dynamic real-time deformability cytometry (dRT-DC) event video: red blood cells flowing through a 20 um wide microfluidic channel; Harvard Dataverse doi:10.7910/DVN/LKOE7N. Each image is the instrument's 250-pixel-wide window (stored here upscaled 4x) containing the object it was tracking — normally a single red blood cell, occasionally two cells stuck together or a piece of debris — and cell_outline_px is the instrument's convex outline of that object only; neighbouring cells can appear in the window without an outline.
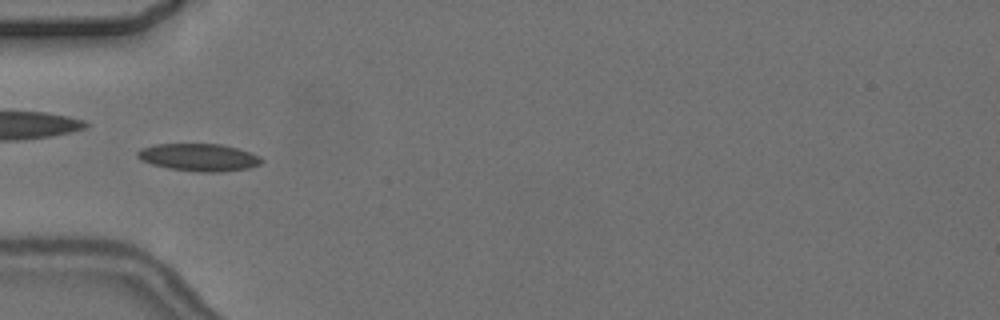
{"species": "common noctule bat (a hibernating species)", "species_latin": "Nyctalus noctula", "temperature_condition": "cold", "stored_images_in_passage": 4, "camera_frame_rate_fps": 3000, "um_per_image_px": 0.085, "animal": {"sex": "female", "body_mass_g": 24.6, "forearm_length_mm": 56.2}, "frame": {"image": 1, "passage_image": 4, "time_ms": 4.333, "image_size_px": [1000, 320], "cell_outline_px": [[264, 160], [260, 164], [248, 168], [220, 172], [200, 172], [168, 168], [152, 164], [140, 160], [136, 156], [136, 152], [140, 148], [156, 144], [220, 144], [236, 148], [260, 156]], "centroid_in_image_um": [16.87, 13.37], "position_along_channel_um": 68.1, "area_um2": 19.83}}